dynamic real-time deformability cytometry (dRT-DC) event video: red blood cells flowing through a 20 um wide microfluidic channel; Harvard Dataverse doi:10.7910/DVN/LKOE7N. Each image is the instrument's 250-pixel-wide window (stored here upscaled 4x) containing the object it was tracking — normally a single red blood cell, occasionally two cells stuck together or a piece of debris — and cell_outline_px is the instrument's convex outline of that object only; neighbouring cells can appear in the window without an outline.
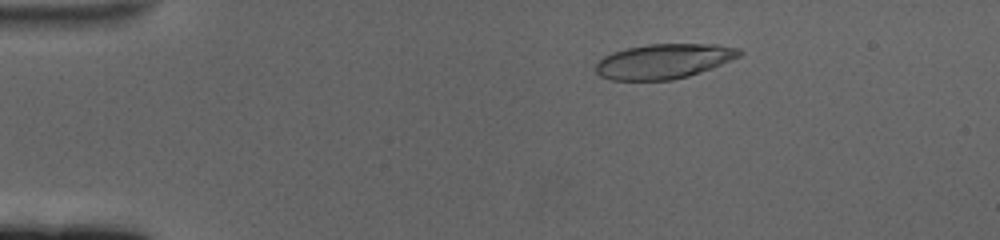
{"species": "human", "species_latin": "Homo sapiens", "temperature_condition": "cold", "stored_images_in_passage": 51, "camera_frame_rate_fps": 3000, "um_per_image_px": 0.085, "donor": {"sex": "female"}, "frame": {"image": 1, "passage_image": 1, "time_ms": 0.0, "image_size_px": [1000, 240], "cell_outline_px": [[744, 52], [740, 56], [712, 68], [688, 76], [672, 80], [612, 80], [600, 76], [596, 72], [596, 64], [604, 56], [612, 52], [628, 48], [648, 44], [716, 44], [740, 48]], "centroid_in_image_um": [56.44, 5.2], "position_along_channel_um": 28.6, "area_um2": 29.13}}
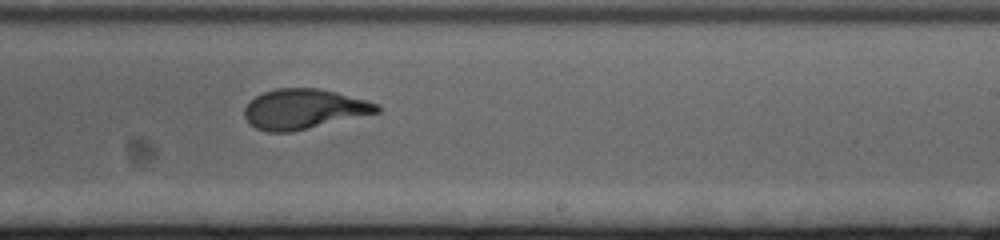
{"frame": {"image": 2, "passage_image": 28, "time_ms": 9.0, "image_size_px": [1000, 240], "cell_outline_px": [[380, 112], [292, 132], [268, 132], [256, 128], [248, 124], [244, 116], [244, 108], [256, 96], [264, 92], [276, 88], [320, 88], [336, 92], [380, 104]], "centroid_in_image_um": [25.82, 9.27], "position_along_channel_um": 263.2, "area_um2": 30.87}}
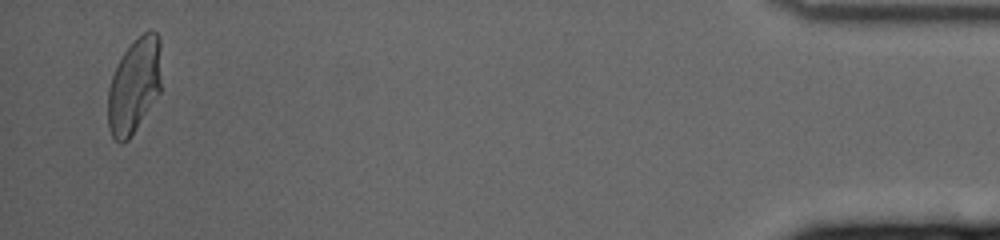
{"frame": {"image": 3, "passage_image": 49, "time_ms": 16.0, "image_size_px": [1000, 240], "cell_outline_px": [[160, 92], [128, 140], [120, 144], [112, 136], [108, 128], [108, 88], [116, 64], [124, 52], [144, 32], [156, 32], [160, 40]], "centroid_in_image_um": [11.39, 7.31], "position_along_channel_um": 423.8, "area_um2": 29.3}, "authors_computed_cell_mechanics": {"area_um2": 30.7496, "velocity_mm_per_s": 3.3791, "shape_relaxation_time_tau1_ms": 6.2086, "shape_relaxation_time_tau2_ms": 0.9094, "deformation_change_tau1": 0.2446, "deformation_change_tau2": 0.0729}}